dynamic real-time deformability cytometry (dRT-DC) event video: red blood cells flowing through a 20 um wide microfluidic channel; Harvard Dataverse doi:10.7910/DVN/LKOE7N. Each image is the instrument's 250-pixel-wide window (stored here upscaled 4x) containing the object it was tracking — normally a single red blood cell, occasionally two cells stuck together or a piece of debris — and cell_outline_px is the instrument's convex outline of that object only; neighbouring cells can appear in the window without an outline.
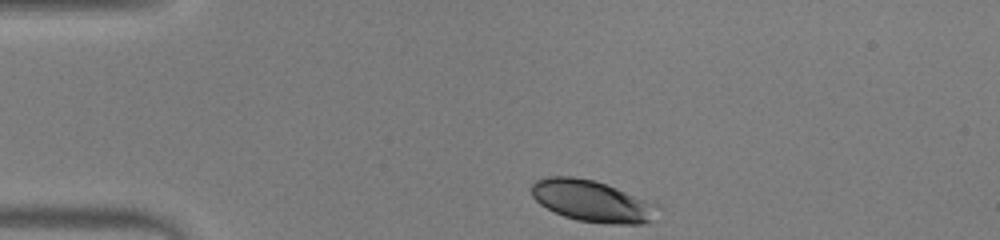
{"species": "human", "species_latin": "Homo sapiens", "temperature_condition": "warm", "stored_images_in_passage": 37, "camera_frame_rate_fps": 3000, "um_per_image_px": 0.085, "donor": {"sex": "male"}, "frame": {"image": 1, "passage_image": 1, "time_ms": 0.0, "image_size_px": [1000, 240], "cell_outline_px": [[660, 208], [652, 220], [644, 224], [612, 224], [576, 220], [564, 216], [540, 204], [532, 196], [532, 184], [536, 180], [548, 176], [572, 176], [592, 180], [616, 188], [660, 204]], "centroid_in_image_um": [50.37, 17.1], "position_along_channel_um": 34.6, "area_um2": 30.46}}
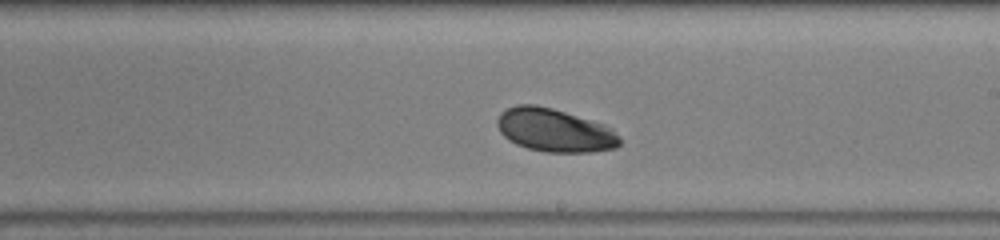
{"frame": {"image": 2, "passage_image": 21, "time_ms": 6.667, "image_size_px": [1000, 240], "cell_outline_px": [[620, 144], [616, 148], [592, 152], [544, 152], [528, 148], [516, 144], [508, 140], [500, 132], [496, 124], [496, 120], [500, 112], [516, 104], [536, 104], [552, 108], [604, 124], [612, 128], [620, 136]], "centroid_in_image_um": [47.13, 11.07], "position_along_channel_um": 241.9, "area_um2": 31.1}}
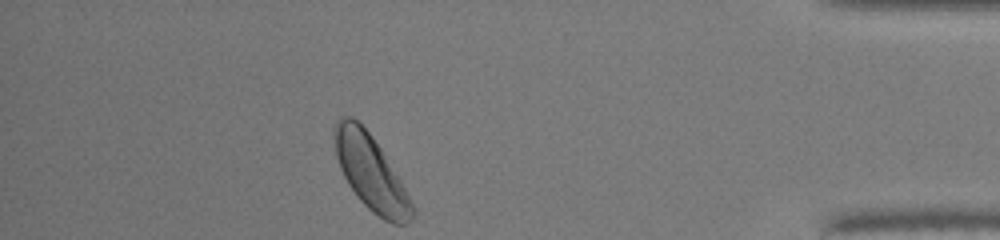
{"frame": {"image": 3, "passage_image": 37, "time_ms": 12.0, "image_size_px": [1000, 240], "cell_outline_px": [[416, 212], [412, 220], [404, 224], [392, 224], [384, 220], [372, 212], [360, 200], [348, 184], [340, 168], [336, 156], [332, 136], [332, 128], [336, 120], [340, 116], [352, 116], [368, 132], [380, 148], [400, 180], [416, 208]], "centroid_in_image_um": [31.5, 14.68], "position_along_channel_um": 403.7, "area_um2": 33.99}, "authors_computed_cell_mechanics": {"area_um2": 30.8074, "velocity_mm_per_s": 3.8554, "shape_relaxation_time_tau1_ms": 2.6005, "shape_relaxation_time_tau2_ms": null, "deformation_change_tau1": 0.1139, "deformation_change_tau2": null}}